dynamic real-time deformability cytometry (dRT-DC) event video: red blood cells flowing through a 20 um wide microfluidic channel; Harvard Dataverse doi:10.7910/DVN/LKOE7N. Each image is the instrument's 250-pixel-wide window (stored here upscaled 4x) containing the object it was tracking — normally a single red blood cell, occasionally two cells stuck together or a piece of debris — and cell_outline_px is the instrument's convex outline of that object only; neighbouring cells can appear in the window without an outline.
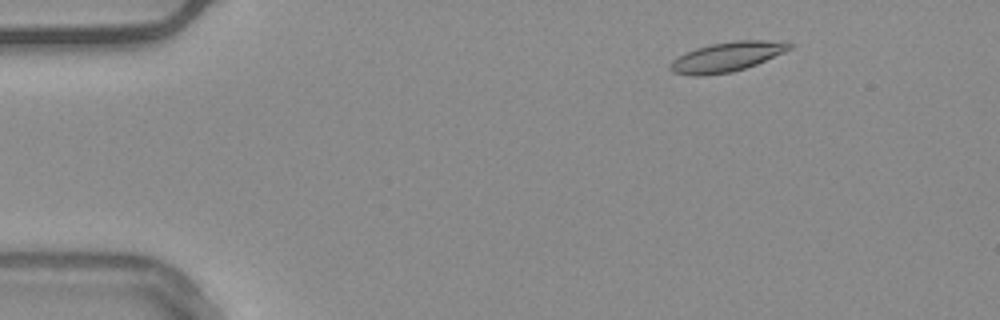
{"species": "common noctule bat (a hibernating species)", "species_latin": "Nyctalus noctula", "temperature_condition": "warm", "stored_images_in_passage": 3, "camera_frame_rate_fps": 3000, "um_per_image_px": 0.085, "animal": {"sex": "male", "body_mass_g": 20.4}, "frame": {"image": 1, "passage_image": 3, "time_ms": 0.667, "image_size_px": [1000, 320], "cell_outline_px": [[772, 44], [768, 56], [752, 64], [740, 68], [720, 72], [692, 72], [724, 44]], "centroid_in_image_um": [62.41, 4.87], "position_along_channel_um": 22.6, "area_um2": 10.12}}